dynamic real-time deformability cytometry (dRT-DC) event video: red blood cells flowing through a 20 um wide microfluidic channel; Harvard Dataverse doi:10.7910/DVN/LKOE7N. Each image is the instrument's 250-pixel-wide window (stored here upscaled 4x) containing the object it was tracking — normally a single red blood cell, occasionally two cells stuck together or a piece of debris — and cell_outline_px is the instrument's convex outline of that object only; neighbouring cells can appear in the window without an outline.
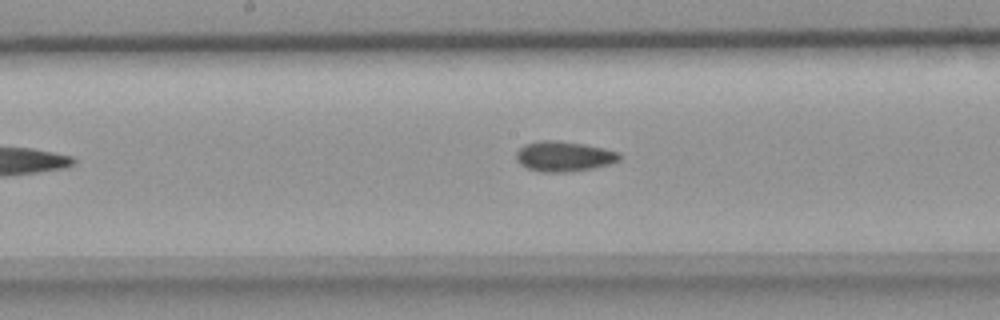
{"species": "common noctule bat (a hibernating species)", "species_latin": "Nyctalus noctula", "temperature_condition": "room temperature", "stored_images_in_passage": 28, "camera_frame_rate_fps": 3000, "um_per_image_px": 0.085, "animal": {"sex": "female", "body_mass_g": 18.4}, "frame": {"image": 1, "passage_image": 16, "time_ms": 5.0, "image_size_px": [1000, 320], "cell_outline_px": [[620, 160], [608, 164], [592, 168], [564, 172], [540, 172], [528, 168], [520, 164], [516, 160], [516, 152], [524, 144], [540, 140], [552, 140], [584, 144], [604, 148], [620, 152]], "centroid_in_image_um": [47.91, 13.28], "position_along_channel_um": 200.3, "area_um2": 18.09}}
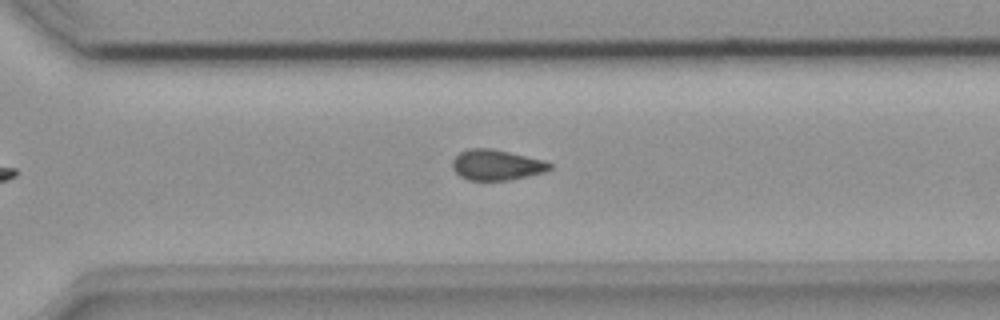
{"frame": {"image": 2, "passage_image": 24, "time_ms": 7.667, "image_size_px": [1000, 320], "cell_outline_px": [[552, 168], [544, 172], [508, 180], [468, 180], [460, 176], [452, 168], [452, 160], [460, 152], [468, 148], [492, 148], [544, 160], [552, 164]], "centroid_in_image_um": [42.18, 14.01], "position_along_channel_um": 328.4, "area_um2": 17.28}}